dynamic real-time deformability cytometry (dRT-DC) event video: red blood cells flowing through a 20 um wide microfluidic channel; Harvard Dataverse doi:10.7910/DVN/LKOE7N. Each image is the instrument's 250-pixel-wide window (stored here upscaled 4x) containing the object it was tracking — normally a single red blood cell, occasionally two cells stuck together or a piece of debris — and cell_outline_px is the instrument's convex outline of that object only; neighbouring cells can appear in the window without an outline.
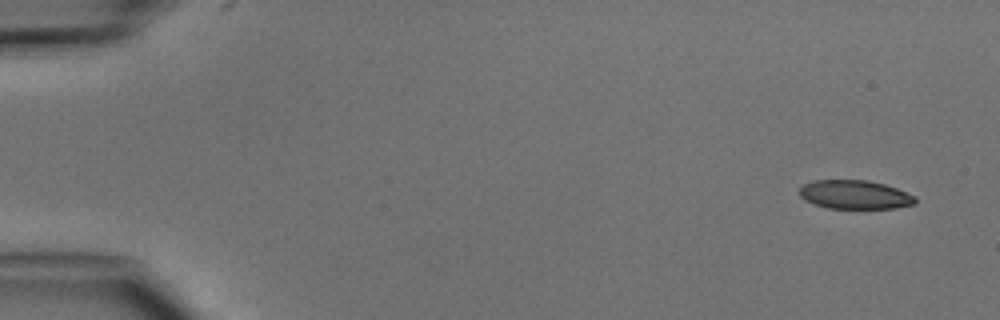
{"species": "common noctule bat (a hibernating species)", "species_latin": "Nyctalus noctula", "temperature_condition": "cold", "stored_images_in_passage": 5, "camera_frame_rate_fps": 3000, "um_per_image_px": 0.085, "animal": {"sex": "male", "body_mass_g": 15.6}, "frame": {"image": 1, "passage_image": 1, "time_ms": 0.0, "image_size_px": [1000, 320], "cell_outline_px": [[916, 204], [896, 208], [828, 208], [804, 200], [800, 196], [800, 188], [804, 184], [812, 180], [868, 180], [884, 184], [896, 188], [916, 196]], "centroid_in_image_um": [72.68, 16.54], "position_along_channel_um": 12.3, "area_um2": 19.42}}
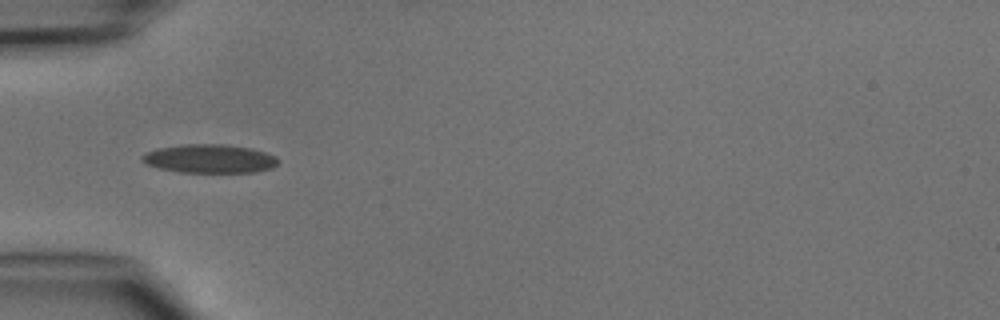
{"frame": {"image": 2, "passage_image": 4, "time_ms": 4.333, "image_size_px": [1000, 320], "cell_outline_px": [[280, 160], [272, 168], [252, 172], [180, 172], [160, 168], [148, 164], [140, 160], [140, 156], [144, 152], [160, 148], [184, 144], [224, 144], [252, 148], [276, 156]], "centroid_in_image_um": [17.81, 13.48], "position_along_channel_um": 67.2, "area_um2": 22.66}}